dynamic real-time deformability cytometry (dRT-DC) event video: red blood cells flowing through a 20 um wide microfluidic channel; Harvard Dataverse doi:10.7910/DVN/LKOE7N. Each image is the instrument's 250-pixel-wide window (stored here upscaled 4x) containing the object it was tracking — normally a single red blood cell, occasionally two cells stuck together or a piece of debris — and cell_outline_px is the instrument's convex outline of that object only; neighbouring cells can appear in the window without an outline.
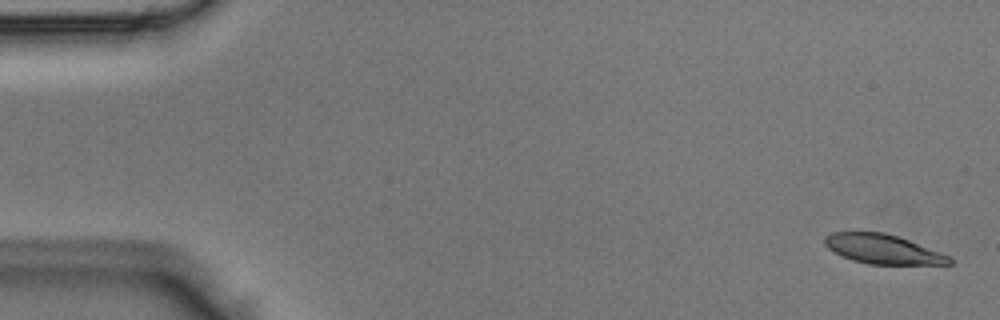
{"species": "Egyptian fruit bat (a non-hibernating species)", "species_latin": "Rousettus aegyptiacus", "temperature_condition": "room temperature", "stored_images_in_passage": 51, "camera_frame_rate_fps": 3000, "um_per_image_px": 0.085, "animal": {"sex": "male"}, "frame": {"image": 1, "passage_image": 2, "time_ms": 0.333, "image_size_px": [1000, 320], "cell_outline_px": [[952, 264], [868, 264], [852, 260], [828, 248], [824, 244], [824, 236], [832, 232], [884, 232], [908, 240], [952, 256]], "centroid_in_image_um": [75.05, 21.17], "position_along_channel_um": 9.9, "area_um2": 21.21}}
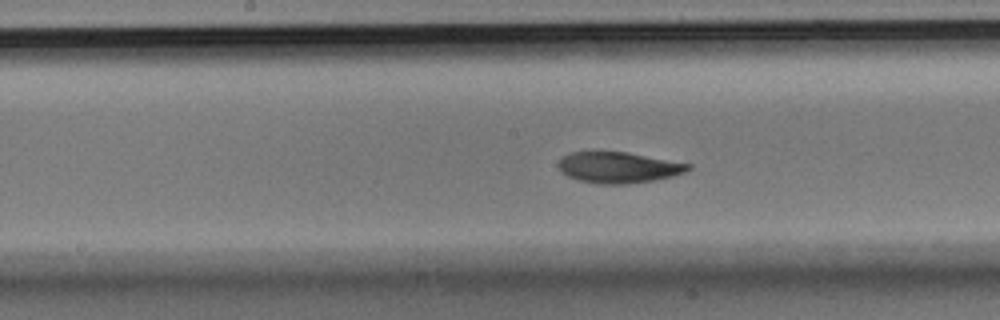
{"frame": {"image": 2, "passage_image": 26, "time_ms": 8.333, "image_size_px": [1000, 320], "cell_outline_px": [[692, 168], [684, 172], [672, 176], [652, 180], [628, 184], [600, 184], [580, 180], [568, 176], [556, 164], [564, 156], [572, 152], [628, 152], [692, 164]], "centroid_in_image_um": [52.6, 14.23], "position_along_channel_um": 195.6, "area_um2": 23.18}}
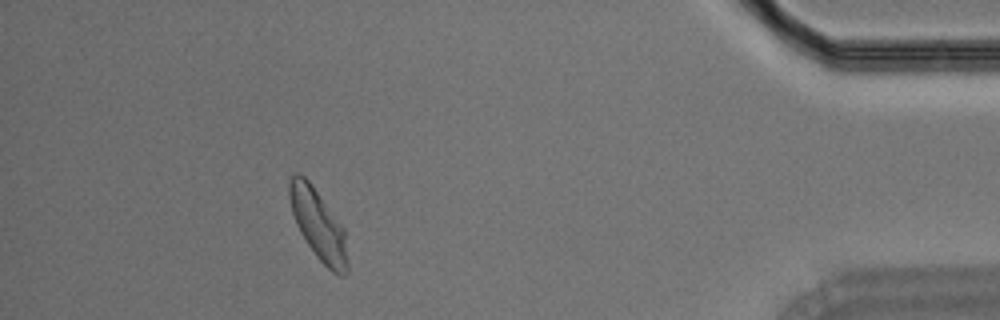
{"frame": {"image": 3, "passage_image": 46, "time_ms": 15.0, "image_size_px": [1000, 320], "cell_outline_px": [[348, 272], [344, 276], [340, 276], [332, 272], [316, 256], [300, 232], [296, 224], [292, 212], [288, 196], [288, 184], [292, 176], [296, 172], [300, 172], [308, 180], [344, 228], [348, 260]], "centroid_in_image_um": [27.05, 19.11], "position_along_channel_um": 408.1, "area_um2": 23.76}}